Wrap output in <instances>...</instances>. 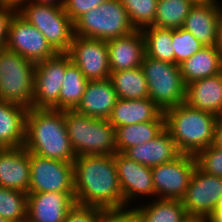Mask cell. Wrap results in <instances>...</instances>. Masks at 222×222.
Returning <instances> with one entry per match:
<instances>
[{
	"label": "cell",
	"instance_id": "1",
	"mask_svg": "<svg viewBox=\"0 0 222 222\" xmlns=\"http://www.w3.org/2000/svg\"><path fill=\"white\" fill-rule=\"evenodd\" d=\"M73 166L75 204L102 209L124 207L114 154L76 156Z\"/></svg>",
	"mask_w": 222,
	"mask_h": 222
},
{
	"label": "cell",
	"instance_id": "2",
	"mask_svg": "<svg viewBox=\"0 0 222 222\" xmlns=\"http://www.w3.org/2000/svg\"><path fill=\"white\" fill-rule=\"evenodd\" d=\"M23 147L29 153L44 158L73 163L76 154L67 134L64 111L49 108L28 109Z\"/></svg>",
	"mask_w": 222,
	"mask_h": 222
},
{
	"label": "cell",
	"instance_id": "3",
	"mask_svg": "<svg viewBox=\"0 0 222 222\" xmlns=\"http://www.w3.org/2000/svg\"><path fill=\"white\" fill-rule=\"evenodd\" d=\"M165 129L182 154L196 155L214 144L216 115L192 108L186 103L163 111Z\"/></svg>",
	"mask_w": 222,
	"mask_h": 222
},
{
	"label": "cell",
	"instance_id": "4",
	"mask_svg": "<svg viewBox=\"0 0 222 222\" xmlns=\"http://www.w3.org/2000/svg\"><path fill=\"white\" fill-rule=\"evenodd\" d=\"M64 118L76 156L117 153L115 128L108 119L89 117L75 110L64 111Z\"/></svg>",
	"mask_w": 222,
	"mask_h": 222
},
{
	"label": "cell",
	"instance_id": "5",
	"mask_svg": "<svg viewBox=\"0 0 222 222\" xmlns=\"http://www.w3.org/2000/svg\"><path fill=\"white\" fill-rule=\"evenodd\" d=\"M35 63L7 48L0 50V100L32 108Z\"/></svg>",
	"mask_w": 222,
	"mask_h": 222
},
{
	"label": "cell",
	"instance_id": "6",
	"mask_svg": "<svg viewBox=\"0 0 222 222\" xmlns=\"http://www.w3.org/2000/svg\"><path fill=\"white\" fill-rule=\"evenodd\" d=\"M135 30L120 0L105 1L74 23V35L101 40L123 37Z\"/></svg>",
	"mask_w": 222,
	"mask_h": 222
},
{
	"label": "cell",
	"instance_id": "7",
	"mask_svg": "<svg viewBox=\"0 0 222 222\" xmlns=\"http://www.w3.org/2000/svg\"><path fill=\"white\" fill-rule=\"evenodd\" d=\"M149 98L162 110L185 103L186 84L179 65L144 56L142 65Z\"/></svg>",
	"mask_w": 222,
	"mask_h": 222
},
{
	"label": "cell",
	"instance_id": "8",
	"mask_svg": "<svg viewBox=\"0 0 222 222\" xmlns=\"http://www.w3.org/2000/svg\"><path fill=\"white\" fill-rule=\"evenodd\" d=\"M18 13L35 26L57 53H67L74 37V23L63 6L29 2Z\"/></svg>",
	"mask_w": 222,
	"mask_h": 222
},
{
	"label": "cell",
	"instance_id": "9",
	"mask_svg": "<svg viewBox=\"0 0 222 222\" xmlns=\"http://www.w3.org/2000/svg\"><path fill=\"white\" fill-rule=\"evenodd\" d=\"M222 198V177L207 174L196 166L181 200L191 219L208 222Z\"/></svg>",
	"mask_w": 222,
	"mask_h": 222
},
{
	"label": "cell",
	"instance_id": "10",
	"mask_svg": "<svg viewBox=\"0 0 222 222\" xmlns=\"http://www.w3.org/2000/svg\"><path fill=\"white\" fill-rule=\"evenodd\" d=\"M71 62L68 53H56L53 57L36 63L32 108L59 110L63 77Z\"/></svg>",
	"mask_w": 222,
	"mask_h": 222
},
{
	"label": "cell",
	"instance_id": "11",
	"mask_svg": "<svg viewBox=\"0 0 222 222\" xmlns=\"http://www.w3.org/2000/svg\"><path fill=\"white\" fill-rule=\"evenodd\" d=\"M196 166L195 155L181 154L171 162L151 167L155 198L182 200Z\"/></svg>",
	"mask_w": 222,
	"mask_h": 222
},
{
	"label": "cell",
	"instance_id": "12",
	"mask_svg": "<svg viewBox=\"0 0 222 222\" xmlns=\"http://www.w3.org/2000/svg\"><path fill=\"white\" fill-rule=\"evenodd\" d=\"M29 193L74 192L72 162L44 158L30 153Z\"/></svg>",
	"mask_w": 222,
	"mask_h": 222
},
{
	"label": "cell",
	"instance_id": "13",
	"mask_svg": "<svg viewBox=\"0 0 222 222\" xmlns=\"http://www.w3.org/2000/svg\"><path fill=\"white\" fill-rule=\"evenodd\" d=\"M67 53L87 80L110 78L111 70L106 40L74 35Z\"/></svg>",
	"mask_w": 222,
	"mask_h": 222
},
{
	"label": "cell",
	"instance_id": "14",
	"mask_svg": "<svg viewBox=\"0 0 222 222\" xmlns=\"http://www.w3.org/2000/svg\"><path fill=\"white\" fill-rule=\"evenodd\" d=\"M6 48L35 64L57 53L44 35L18 12L10 24Z\"/></svg>",
	"mask_w": 222,
	"mask_h": 222
},
{
	"label": "cell",
	"instance_id": "15",
	"mask_svg": "<svg viewBox=\"0 0 222 222\" xmlns=\"http://www.w3.org/2000/svg\"><path fill=\"white\" fill-rule=\"evenodd\" d=\"M118 179L122 190L124 207H129L134 199L150 197L155 199L151 167L128 158L123 153L114 154Z\"/></svg>",
	"mask_w": 222,
	"mask_h": 222
},
{
	"label": "cell",
	"instance_id": "16",
	"mask_svg": "<svg viewBox=\"0 0 222 222\" xmlns=\"http://www.w3.org/2000/svg\"><path fill=\"white\" fill-rule=\"evenodd\" d=\"M74 205V192L28 193L26 222H64Z\"/></svg>",
	"mask_w": 222,
	"mask_h": 222
},
{
	"label": "cell",
	"instance_id": "17",
	"mask_svg": "<svg viewBox=\"0 0 222 222\" xmlns=\"http://www.w3.org/2000/svg\"><path fill=\"white\" fill-rule=\"evenodd\" d=\"M30 153L23 147L0 148V186L29 193Z\"/></svg>",
	"mask_w": 222,
	"mask_h": 222
},
{
	"label": "cell",
	"instance_id": "18",
	"mask_svg": "<svg viewBox=\"0 0 222 222\" xmlns=\"http://www.w3.org/2000/svg\"><path fill=\"white\" fill-rule=\"evenodd\" d=\"M111 72L140 67L145 56V42L141 30L106 40Z\"/></svg>",
	"mask_w": 222,
	"mask_h": 222
},
{
	"label": "cell",
	"instance_id": "19",
	"mask_svg": "<svg viewBox=\"0 0 222 222\" xmlns=\"http://www.w3.org/2000/svg\"><path fill=\"white\" fill-rule=\"evenodd\" d=\"M220 0L197 3L190 9L183 27L204 46H216Z\"/></svg>",
	"mask_w": 222,
	"mask_h": 222
},
{
	"label": "cell",
	"instance_id": "20",
	"mask_svg": "<svg viewBox=\"0 0 222 222\" xmlns=\"http://www.w3.org/2000/svg\"><path fill=\"white\" fill-rule=\"evenodd\" d=\"M123 154L142 165L154 167L171 162L182 153L177 148L169 132L164 129L154 139L128 148Z\"/></svg>",
	"mask_w": 222,
	"mask_h": 222
},
{
	"label": "cell",
	"instance_id": "21",
	"mask_svg": "<svg viewBox=\"0 0 222 222\" xmlns=\"http://www.w3.org/2000/svg\"><path fill=\"white\" fill-rule=\"evenodd\" d=\"M108 121L115 127L148 121H165L163 111L150 99L118 98Z\"/></svg>",
	"mask_w": 222,
	"mask_h": 222
},
{
	"label": "cell",
	"instance_id": "22",
	"mask_svg": "<svg viewBox=\"0 0 222 222\" xmlns=\"http://www.w3.org/2000/svg\"><path fill=\"white\" fill-rule=\"evenodd\" d=\"M117 99L110 79L89 81L75 111L89 117L108 119Z\"/></svg>",
	"mask_w": 222,
	"mask_h": 222
},
{
	"label": "cell",
	"instance_id": "23",
	"mask_svg": "<svg viewBox=\"0 0 222 222\" xmlns=\"http://www.w3.org/2000/svg\"><path fill=\"white\" fill-rule=\"evenodd\" d=\"M185 103L216 116L222 114V72L187 84Z\"/></svg>",
	"mask_w": 222,
	"mask_h": 222
},
{
	"label": "cell",
	"instance_id": "24",
	"mask_svg": "<svg viewBox=\"0 0 222 222\" xmlns=\"http://www.w3.org/2000/svg\"><path fill=\"white\" fill-rule=\"evenodd\" d=\"M28 109L0 100V148L24 146Z\"/></svg>",
	"mask_w": 222,
	"mask_h": 222
},
{
	"label": "cell",
	"instance_id": "25",
	"mask_svg": "<svg viewBox=\"0 0 222 222\" xmlns=\"http://www.w3.org/2000/svg\"><path fill=\"white\" fill-rule=\"evenodd\" d=\"M185 84L222 72V52L216 46H204L180 65Z\"/></svg>",
	"mask_w": 222,
	"mask_h": 222
},
{
	"label": "cell",
	"instance_id": "26",
	"mask_svg": "<svg viewBox=\"0 0 222 222\" xmlns=\"http://www.w3.org/2000/svg\"><path fill=\"white\" fill-rule=\"evenodd\" d=\"M137 210L140 222H189L191 218L181 200L152 199L139 206Z\"/></svg>",
	"mask_w": 222,
	"mask_h": 222
},
{
	"label": "cell",
	"instance_id": "27",
	"mask_svg": "<svg viewBox=\"0 0 222 222\" xmlns=\"http://www.w3.org/2000/svg\"><path fill=\"white\" fill-rule=\"evenodd\" d=\"M165 129V121H148L139 124L115 127L117 152L141 145L157 137Z\"/></svg>",
	"mask_w": 222,
	"mask_h": 222
},
{
	"label": "cell",
	"instance_id": "28",
	"mask_svg": "<svg viewBox=\"0 0 222 222\" xmlns=\"http://www.w3.org/2000/svg\"><path fill=\"white\" fill-rule=\"evenodd\" d=\"M109 79L120 99L149 98L147 80L141 67L111 72Z\"/></svg>",
	"mask_w": 222,
	"mask_h": 222
},
{
	"label": "cell",
	"instance_id": "29",
	"mask_svg": "<svg viewBox=\"0 0 222 222\" xmlns=\"http://www.w3.org/2000/svg\"><path fill=\"white\" fill-rule=\"evenodd\" d=\"M89 81L81 70L71 62L65 69L59 94V110H75L81 102Z\"/></svg>",
	"mask_w": 222,
	"mask_h": 222
},
{
	"label": "cell",
	"instance_id": "30",
	"mask_svg": "<svg viewBox=\"0 0 222 222\" xmlns=\"http://www.w3.org/2000/svg\"><path fill=\"white\" fill-rule=\"evenodd\" d=\"M141 31L145 42V55L174 64L172 29L147 26Z\"/></svg>",
	"mask_w": 222,
	"mask_h": 222
},
{
	"label": "cell",
	"instance_id": "31",
	"mask_svg": "<svg viewBox=\"0 0 222 222\" xmlns=\"http://www.w3.org/2000/svg\"><path fill=\"white\" fill-rule=\"evenodd\" d=\"M193 5L194 3L189 0H158L152 26L167 29L183 27Z\"/></svg>",
	"mask_w": 222,
	"mask_h": 222
},
{
	"label": "cell",
	"instance_id": "32",
	"mask_svg": "<svg viewBox=\"0 0 222 222\" xmlns=\"http://www.w3.org/2000/svg\"><path fill=\"white\" fill-rule=\"evenodd\" d=\"M28 194L0 186V216L9 222L27 221Z\"/></svg>",
	"mask_w": 222,
	"mask_h": 222
},
{
	"label": "cell",
	"instance_id": "33",
	"mask_svg": "<svg viewBox=\"0 0 222 222\" xmlns=\"http://www.w3.org/2000/svg\"><path fill=\"white\" fill-rule=\"evenodd\" d=\"M158 0H139L122 3L136 30H142L154 24Z\"/></svg>",
	"mask_w": 222,
	"mask_h": 222
},
{
	"label": "cell",
	"instance_id": "34",
	"mask_svg": "<svg viewBox=\"0 0 222 222\" xmlns=\"http://www.w3.org/2000/svg\"><path fill=\"white\" fill-rule=\"evenodd\" d=\"M174 48V64L180 65L198 52L204 45L184 28L172 29V43Z\"/></svg>",
	"mask_w": 222,
	"mask_h": 222
},
{
	"label": "cell",
	"instance_id": "35",
	"mask_svg": "<svg viewBox=\"0 0 222 222\" xmlns=\"http://www.w3.org/2000/svg\"><path fill=\"white\" fill-rule=\"evenodd\" d=\"M197 166L205 173L222 177V149L214 144L200 150L196 155Z\"/></svg>",
	"mask_w": 222,
	"mask_h": 222
},
{
	"label": "cell",
	"instance_id": "36",
	"mask_svg": "<svg viewBox=\"0 0 222 222\" xmlns=\"http://www.w3.org/2000/svg\"><path fill=\"white\" fill-rule=\"evenodd\" d=\"M102 208L75 204L68 212L64 222H99Z\"/></svg>",
	"mask_w": 222,
	"mask_h": 222
},
{
	"label": "cell",
	"instance_id": "37",
	"mask_svg": "<svg viewBox=\"0 0 222 222\" xmlns=\"http://www.w3.org/2000/svg\"><path fill=\"white\" fill-rule=\"evenodd\" d=\"M108 0H65L66 15L75 23L82 15Z\"/></svg>",
	"mask_w": 222,
	"mask_h": 222
},
{
	"label": "cell",
	"instance_id": "38",
	"mask_svg": "<svg viewBox=\"0 0 222 222\" xmlns=\"http://www.w3.org/2000/svg\"><path fill=\"white\" fill-rule=\"evenodd\" d=\"M99 222H140V217L131 205V207L103 209Z\"/></svg>",
	"mask_w": 222,
	"mask_h": 222
},
{
	"label": "cell",
	"instance_id": "39",
	"mask_svg": "<svg viewBox=\"0 0 222 222\" xmlns=\"http://www.w3.org/2000/svg\"><path fill=\"white\" fill-rule=\"evenodd\" d=\"M17 12L15 8L0 4V50L7 46L9 27Z\"/></svg>",
	"mask_w": 222,
	"mask_h": 222
},
{
	"label": "cell",
	"instance_id": "40",
	"mask_svg": "<svg viewBox=\"0 0 222 222\" xmlns=\"http://www.w3.org/2000/svg\"><path fill=\"white\" fill-rule=\"evenodd\" d=\"M214 145L222 149V114L217 117Z\"/></svg>",
	"mask_w": 222,
	"mask_h": 222
},
{
	"label": "cell",
	"instance_id": "41",
	"mask_svg": "<svg viewBox=\"0 0 222 222\" xmlns=\"http://www.w3.org/2000/svg\"><path fill=\"white\" fill-rule=\"evenodd\" d=\"M216 47L222 52V6L220 5V15L217 24V40Z\"/></svg>",
	"mask_w": 222,
	"mask_h": 222
},
{
	"label": "cell",
	"instance_id": "42",
	"mask_svg": "<svg viewBox=\"0 0 222 222\" xmlns=\"http://www.w3.org/2000/svg\"><path fill=\"white\" fill-rule=\"evenodd\" d=\"M31 2V0H0V4L19 10L24 4Z\"/></svg>",
	"mask_w": 222,
	"mask_h": 222
},
{
	"label": "cell",
	"instance_id": "43",
	"mask_svg": "<svg viewBox=\"0 0 222 222\" xmlns=\"http://www.w3.org/2000/svg\"><path fill=\"white\" fill-rule=\"evenodd\" d=\"M36 4L52 5V6H63L65 0H31Z\"/></svg>",
	"mask_w": 222,
	"mask_h": 222
},
{
	"label": "cell",
	"instance_id": "44",
	"mask_svg": "<svg viewBox=\"0 0 222 222\" xmlns=\"http://www.w3.org/2000/svg\"><path fill=\"white\" fill-rule=\"evenodd\" d=\"M208 222H222V213H214Z\"/></svg>",
	"mask_w": 222,
	"mask_h": 222
},
{
	"label": "cell",
	"instance_id": "45",
	"mask_svg": "<svg viewBox=\"0 0 222 222\" xmlns=\"http://www.w3.org/2000/svg\"><path fill=\"white\" fill-rule=\"evenodd\" d=\"M215 213H222V198L220 200L219 206H218L217 210L215 211Z\"/></svg>",
	"mask_w": 222,
	"mask_h": 222
},
{
	"label": "cell",
	"instance_id": "46",
	"mask_svg": "<svg viewBox=\"0 0 222 222\" xmlns=\"http://www.w3.org/2000/svg\"><path fill=\"white\" fill-rule=\"evenodd\" d=\"M189 1L193 2L194 4H197V3L205 2L207 0H189Z\"/></svg>",
	"mask_w": 222,
	"mask_h": 222
},
{
	"label": "cell",
	"instance_id": "47",
	"mask_svg": "<svg viewBox=\"0 0 222 222\" xmlns=\"http://www.w3.org/2000/svg\"><path fill=\"white\" fill-rule=\"evenodd\" d=\"M130 1H139V0H120L121 3H130Z\"/></svg>",
	"mask_w": 222,
	"mask_h": 222
},
{
	"label": "cell",
	"instance_id": "48",
	"mask_svg": "<svg viewBox=\"0 0 222 222\" xmlns=\"http://www.w3.org/2000/svg\"><path fill=\"white\" fill-rule=\"evenodd\" d=\"M0 222H9V221H7L6 219H4L0 216Z\"/></svg>",
	"mask_w": 222,
	"mask_h": 222
},
{
	"label": "cell",
	"instance_id": "49",
	"mask_svg": "<svg viewBox=\"0 0 222 222\" xmlns=\"http://www.w3.org/2000/svg\"><path fill=\"white\" fill-rule=\"evenodd\" d=\"M189 222H201V221H198V220H195V219H191Z\"/></svg>",
	"mask_w": 222,
	"mask_h": 222
}]
</instances>
